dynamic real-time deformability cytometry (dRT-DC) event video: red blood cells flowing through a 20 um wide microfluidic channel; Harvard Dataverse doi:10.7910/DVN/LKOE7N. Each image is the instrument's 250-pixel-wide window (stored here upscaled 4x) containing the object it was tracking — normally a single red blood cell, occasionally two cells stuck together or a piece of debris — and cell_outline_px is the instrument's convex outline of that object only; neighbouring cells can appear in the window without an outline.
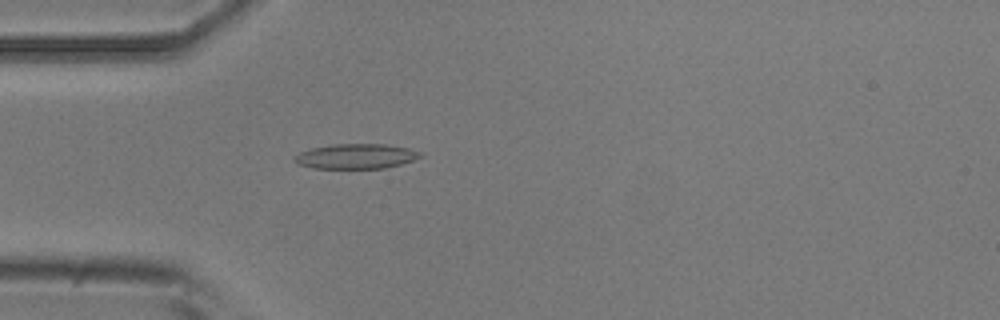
{"species": "common noctule bat (a hibernating species)", "species_latin": "Nyctalus noctula", "temperature_condition": "room temperature", "stored_images_in_passage": 2, "camera_frame_rate_fps": 3000, "um_per_image_px": 0.085, "animal": {"sex": "male", "body_mass_g": 20.5, "forearm_length_mm": 52.5}, "frame": {"image": 1, "passage_image": 2, "time_ms": 1.333, "image_size_px": [1000, 320], "cell_outline_px": [[424, 156], [400, 164], [384, 168], [312, 168], [300, 164], [292, 160], [300, 152], [312, 148], [332, 144], [384, 144], [408, 148], [424, 152]], "centroid_in_image_um": [30.3, 13.28], "position_along_channel_um": 54.7, "area_um2": 18.21}}